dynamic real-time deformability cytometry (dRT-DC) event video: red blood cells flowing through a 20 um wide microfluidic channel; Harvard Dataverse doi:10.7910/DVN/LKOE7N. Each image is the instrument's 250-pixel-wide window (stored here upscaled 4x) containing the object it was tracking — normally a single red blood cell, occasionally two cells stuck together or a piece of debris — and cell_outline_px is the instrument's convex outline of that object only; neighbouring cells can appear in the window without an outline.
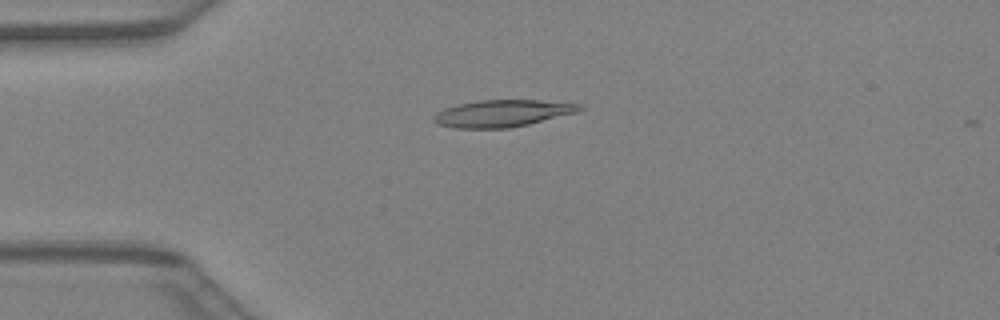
{"species": "Egyptian fruit bat (a non-hibernating species)", "species_latin": "Rousettus aegyptiacus", "temperature_condition": "warm", "stored_images_in_passage": 12, "camera_frame_rate_fps": 3000, "um_per_image_px": 0.085, "animal": {"sex": "female"}, "frame": {"image": 1, "passage_image": 10, "time_ms": 3.0, "image_size_px": [1000, 320], "cell_outline_px": [[584, 108], [576, 112], [528, 124], [508, 128], [456, 128], [436, 124], [432, 120], [432, 116], [436, 112], [444, 108], [476, 100], [540, 100], [580, 104]], "centroid_in_image_um": [42.64, 9.63], "position_along_channel_um": 42.4, "area_um2": 22.83}}